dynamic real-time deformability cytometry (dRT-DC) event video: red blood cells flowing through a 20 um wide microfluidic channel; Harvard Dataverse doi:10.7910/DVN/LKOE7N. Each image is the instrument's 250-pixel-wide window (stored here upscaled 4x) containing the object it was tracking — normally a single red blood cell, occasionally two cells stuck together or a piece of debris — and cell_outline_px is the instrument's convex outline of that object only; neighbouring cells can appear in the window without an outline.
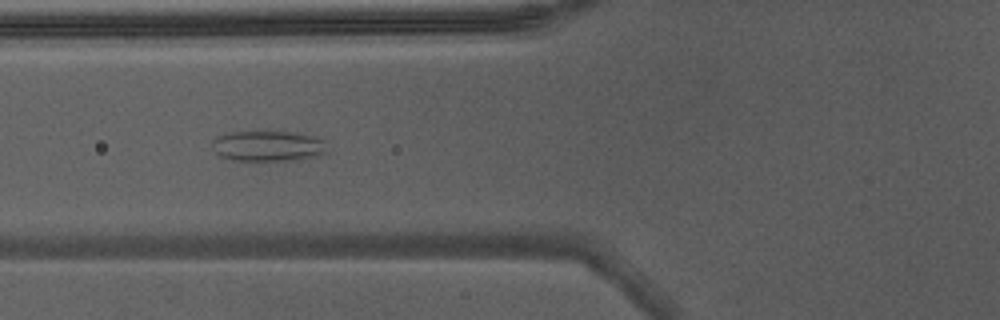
{"species": "Egyptian fruit bat (a non-hibernating species)", "species_latin": "Rousettus aegyptiacus", "temperature_condition": "warm", "stored_images_in_passage": 50, "camera_frame_rate_fps": 3000, "um_per_image_px": 0.085, "animal": {"sex": "male"}, "frame": {"image": 1, "passage_image": 22, "time_ms": 7.0, "image_size_px": [1000, 320], "cell_outline_px": [[328, 152], [320, 156], [296, 160], [232, 160], [220, 156], [212, 148], [212, 140], [216, 136], [228, 132], [296, 132], [316, 136], [324, 140]], "centroid_in_image_um": [22.81, 12.41], "position_along_channel_um": 103.0, "area_um2": 20.75}, "authors_computed_cell_mechanics": {"area_um2": 22.8888, "velocity_mm_per_s": 4.3654, "shape_relaxation_time_tau1_ms": null, "shape_relaxation_time_tau2_ms": 1.0108, "deformation_change_tau1": null, "deformation_change_tau2": 0.0654}}